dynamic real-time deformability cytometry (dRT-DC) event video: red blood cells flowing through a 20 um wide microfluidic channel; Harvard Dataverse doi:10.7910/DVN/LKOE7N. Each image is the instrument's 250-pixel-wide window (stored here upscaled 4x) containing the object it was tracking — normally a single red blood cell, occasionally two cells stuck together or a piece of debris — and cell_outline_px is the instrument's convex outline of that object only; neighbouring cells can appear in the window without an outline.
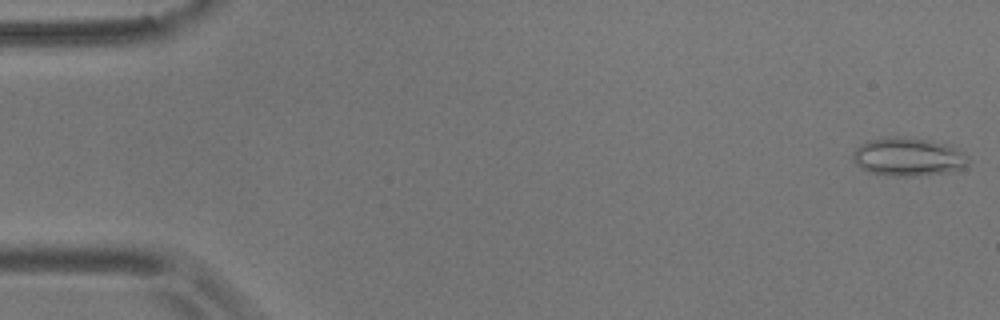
{"species": "common noctule bat (a hibernating species)", "species_latin": "Nyctalus noctula", "temperature_condition": "room temperature", "stored_images_in_passage": 55, "camera_frame_rate_fps": 3000, "um_per_image_px": 0.085, "animal": {"sex": "male", "body_mass_g": 17.9}, "frame": {"image": 1, "passage_image": 1, "time_ms": 0.0, "image_size_px": [1000, 320], "cell_outline_px": [[968, 164], [964, 168], [948, 172], [916, 176], [892, 176], [868, 172], [860, 168], [852, 160], [852, 152], [860, 144], [868, 140], [888, 136], [904, 136], [932, 140], [956, 148], [968, 156]], "centroid_in_image_um": [77.16, 13.32], "position_along_channel_um": 7.8, "area_um2": 26.18}}
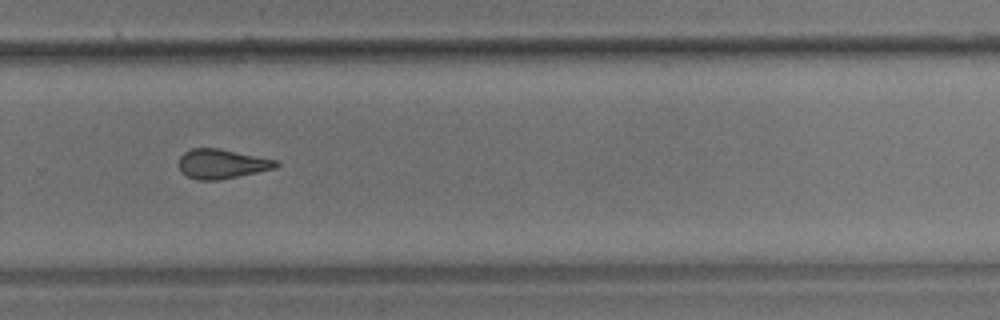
{"frame": {"image": 2, "passage_image": 37, "time_ms": 12.0, "image_size_px": [1000, 320], "cell_outline_px": [[280, 164], [276, 168], [220, 180], [196, 180], [180, 172], [180, 156], [184, 152], [192, 148], [220, 148], [280, 160]], "centroid_in_image_um": [18.9, 13.92], "position_along_channel_um": 310.9, "area_um2": 16.94}}
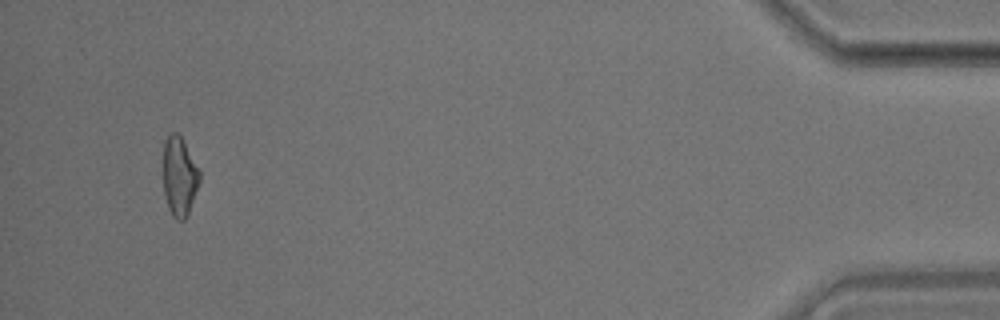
{"frame": {"image": 3, "passage_image": 52, "time_ms": 17.0, "image_size_px": [1000, 320], "cell_outline_px": [[200, 180], [188, 212], [184, 220], [176, 220], [172, 216], [168, 208], [164, 192], [164, 140], [172, 132], [176, 132], [180, 136], [200, 172]], "centroid_in_image_um": [15.23, 15.01], "position_along_channel_um": 420.0, "area_um2": 16.36}, "authors_computed_cell_mechanics": {"area_um2": 17.34, "velocity_mm_per_s": 3.6702, "shape_relaxation_time_tau1_ms": 10.1487, "shape_relaxation_time_tau2_ms": 3.0798, "deformation_change_tau1": 0.1915, "deformation_change_tau2": 0.1326}}